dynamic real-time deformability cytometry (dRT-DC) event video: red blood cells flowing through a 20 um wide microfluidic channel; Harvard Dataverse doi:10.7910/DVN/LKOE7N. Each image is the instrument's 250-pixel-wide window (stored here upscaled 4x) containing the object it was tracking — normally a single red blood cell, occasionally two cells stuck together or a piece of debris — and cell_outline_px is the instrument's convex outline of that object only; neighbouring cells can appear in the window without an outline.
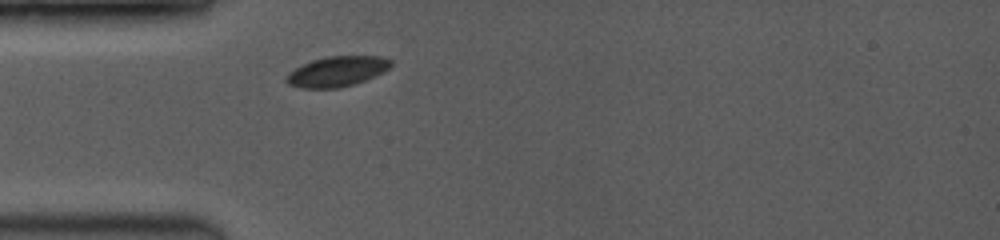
{"species": "common noctule bat (a hibernating species)", "species_latin": "Nyctalus noctula", "temperature_condition": "room temperature", "stored_images_in_passage": 1, "camera_frame_rate_fps": 3500, "um_per_image_px": 0.085, "animal": {"sex": "female", "body_mass_g": 19.0, "forearm_length_mm": 53.3}, "frame": {"image": 1, "passage_image": 1, "time_ms": 0.0, "image_size_px": [1000, 240], "cell_outline_px": [[392, 64], [388, 68], [364, 80], [340, 88], [300, 88], [288, 84], [284, 80], [284, 76], [288, 72], [312, 60], [324, 56], [380, 56], [392, 60]], "centroid_in_image_um": [28.58, 6.07], "position_along_channel_um": 56.4, "area_um2": 18.26}}